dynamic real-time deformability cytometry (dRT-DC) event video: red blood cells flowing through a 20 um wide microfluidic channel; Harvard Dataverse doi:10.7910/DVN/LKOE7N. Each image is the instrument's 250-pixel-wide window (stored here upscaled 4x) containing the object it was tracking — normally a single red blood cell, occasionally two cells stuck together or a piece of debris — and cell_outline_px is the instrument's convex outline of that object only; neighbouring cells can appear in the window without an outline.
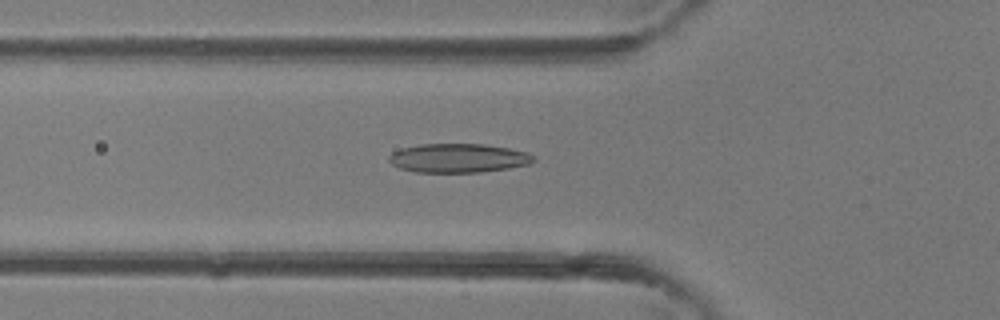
{"species": "common noctule bat (a hibernating species)", "species_latin": "Nyctalus noctula", "temperature_condition": "room temperature", "stored_images_in_passage": 9, "camera_frame_rate_fps": 3000, "um_per_image_px": 0.085, "animal": {"sex": "female"}, "frame": {"image": 1, "passage_image": 4, "time_ms": 1.0, "image_size_px": [1000, 320], "cell_outline_px": [[536, 160], [528, 164], [508, 168], [480, 172], [412, 172], [400, 168], [392, 164], [388, 160], [388, 156], [392, 152], [400, 148], [420, 144], [484, 144], [508, 148], [524, 152], [532, 156]], "centroid_in_image_um": [38.89, 13.44], "position_along_channel_um": 86.9, "area_um2": 24.33}}
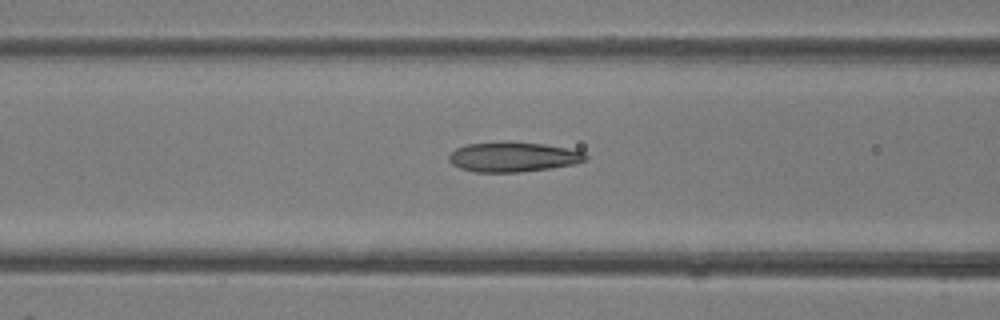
{"frame": {"image": 2, "passage_image": 6, "time_ms": 1.667, "image_size_px": [1000, 320], "cell_outline_px": [[588, 160], [576, 164], [552, 168], [520, 172], [476, 172], [460, 168], [452, 164], [448, 160], [448, 156], [456, 148], [468, 144], [504, 140], [512, 140], [544, 144], [584, 152], [588, 156]], "centroid_in_image_um": [43.62, 13.32], "position_along_channel_um": 123.0, "area_um2": 24.22}}
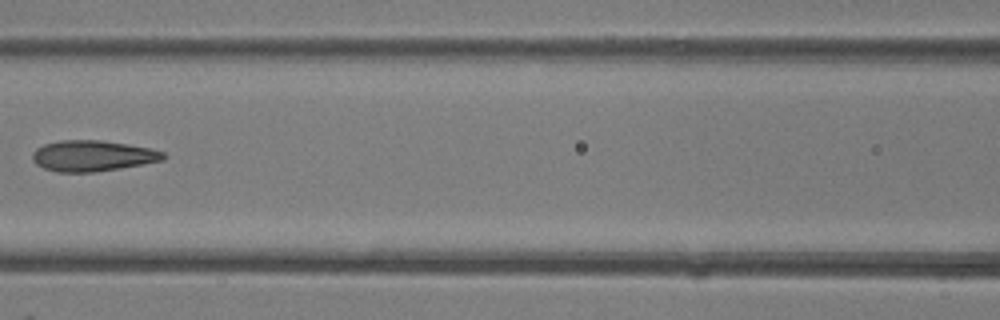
{"frame": {"image": 3, "passage_image": 8, "time_ms": 2.333, "image_size_px": [1000, 320], "cell_outline_px": [[168, 156], [164, 160], [120, 168], [92, 172], [56, 172], [44, 168], [36, 164], [32, 160], [32, 152], [36, 148], [44, 144], [60, 140], [100, 140], [128, 144], [148, 148], [164, 152]], "centroid_in_image_um": [7.85, 13.24], "position_along_channel_um": 158.7, "area_um2": 23.58}}